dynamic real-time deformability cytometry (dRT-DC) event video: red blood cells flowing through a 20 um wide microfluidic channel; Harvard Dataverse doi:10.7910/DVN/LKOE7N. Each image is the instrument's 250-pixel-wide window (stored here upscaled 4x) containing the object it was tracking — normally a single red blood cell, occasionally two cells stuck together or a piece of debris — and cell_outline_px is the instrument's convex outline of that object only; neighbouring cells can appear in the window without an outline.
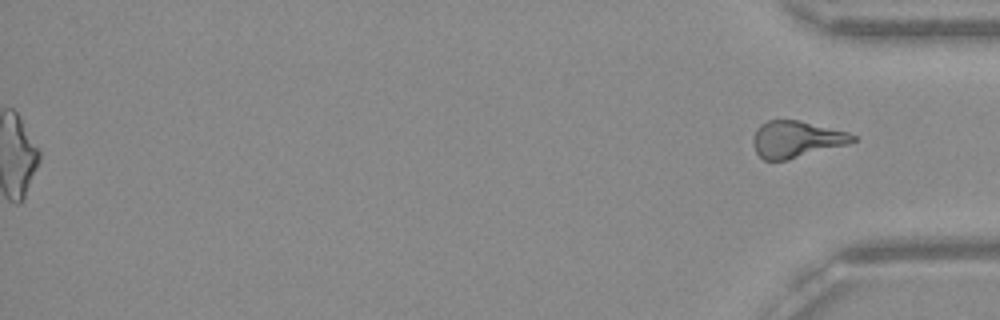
{"species": "Egyptian fruit bat (a non-hibernating species)", "species_latin": "Rousettus aegyptiacus", "temperature_condition": "warm", "stored_images_in_passage": 35, "segment_of_instrument_passage": [2, 2], "camera_frame_rate_fps": 3000, "um_per_image_px": 0.085, "frame": {"image": 1, "passage_image": 35, "time_ms": 11.333, "image_size_px": [1000, 320], "cell_outline_px": [[856, 140], [848, 144], [788, 160], [764, 160], [756, 152], [752, 144], [752, 140], [756, 128], [760, 124], [768, 120], [800, 120], [848, 132], [856, 136]], "centroid_in_image_um": [67.67, 11.83], "position_along_channel_um": 367.5, "area_um2": 21.39}}